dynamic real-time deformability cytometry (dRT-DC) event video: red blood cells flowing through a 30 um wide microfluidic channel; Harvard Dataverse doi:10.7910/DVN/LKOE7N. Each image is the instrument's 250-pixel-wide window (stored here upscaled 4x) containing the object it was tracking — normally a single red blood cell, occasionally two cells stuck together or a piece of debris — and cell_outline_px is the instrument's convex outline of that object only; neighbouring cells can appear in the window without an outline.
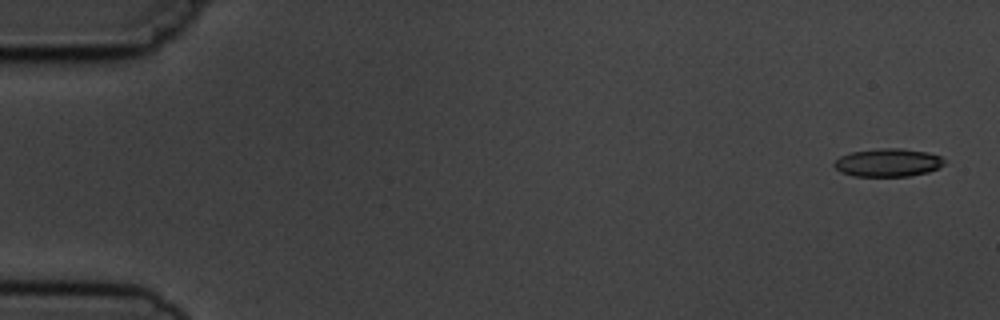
{"species": "common noctule bat (a hibernating species)", "species_latin": "Nyctalus noctula", "temperature_condition": "cold", "stored_images_in_passage": 5, "camera_frame_rate_fps": 3000, "um_per_image_px": 0.085, "animal": {"sex": "male", "body_mass_g": 19.5, "forearm_length_mm": 54.6}, "frame": {"image": 1, "passage_image": 1, "time_ms": 0.0, "image_size_px": [1000, 320], "cell_outline_px": [[944, 164], [928, 172], [908, 176], [856, 176], [840, 172], [832, 164], [840, 156], [852, 152], [880, 148], [900, 148], [928, 152], [940, 156], [944, 160]], "centroid_in_image_um": [75.46, 13.82], "position_along_channel_um": 9.5, "area_um2": 17.92}}
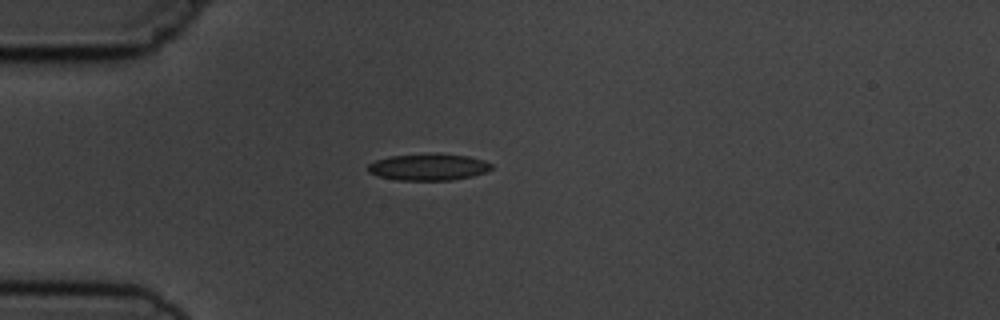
{"frame": {"image": 2, "passage_image": 4, "time_ms": 4.333, "image_size_px": [1000, 320], "cell_outline_px": [[492, 168], [484, 172], [472, 176], [452, 180], [396, 180], [380, 176], [368, 172], [368, 164], [376, 160], [388, 156], [432, 152], [440, 152], [468, 156], [484, 160], [492, 164]], "centroid_in_image_um": [36.42, 14.17], "position_along_channel_um": 48.6, "area_um2": 19.54}}